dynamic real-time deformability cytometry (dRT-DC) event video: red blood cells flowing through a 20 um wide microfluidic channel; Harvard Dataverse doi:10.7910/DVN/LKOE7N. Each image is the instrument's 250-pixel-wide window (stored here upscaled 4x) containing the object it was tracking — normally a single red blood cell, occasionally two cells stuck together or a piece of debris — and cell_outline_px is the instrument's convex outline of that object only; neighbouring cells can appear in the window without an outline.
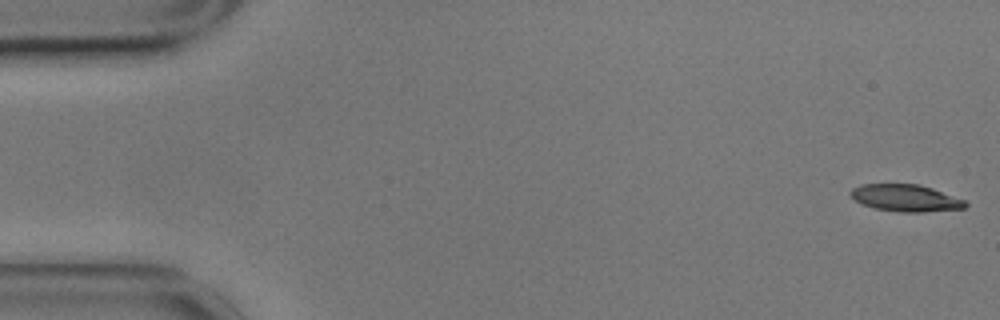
{"species": "common noctule bat (a hibernating species)", "species_latin": "Nyctalus noctula", "temperature_condition": "cold", "stored_images_in_passage": 16, "camera_frame_rate_fps": 3000, "um_per_image_px": 0.085, "animal": {"sex": "male", "body_mass_g": 17.9}, "frame": {"image": 1, "passage_image": 1, "time_ms": 0.0, "image_size_px": [1000, 320], "cell_outline_px": [[968, 204], [964, 208], [924, 212], [900, 212], [876, 208], [864, 204], [848, 196], [848, 192], [852, 188], [860, 184], [916, 184], [932, 188], [964, 200]], "centroid_in_image_um": [76.94, 16.82], "position_along_channel_um": 8.1, "area_um2": 17.92}}
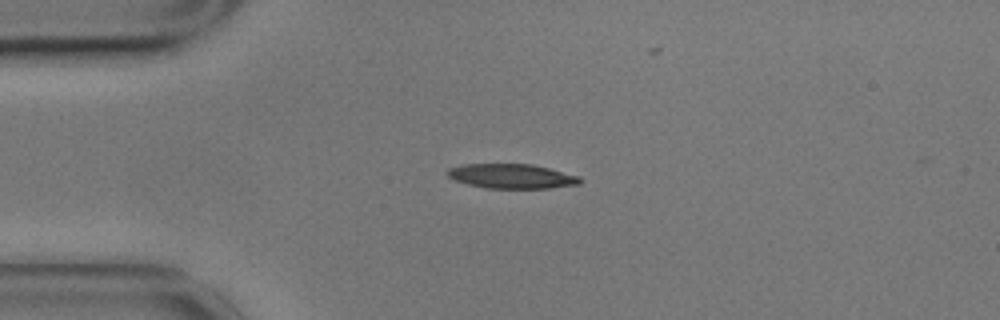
{"frame": {"image": 2, "passage_image": 13, "time_ms": 4.0, "image_size_px": [1000, 320], "cell_outline_px": [[584, 180], [580, 184], [548, 188], [488, 188], [468, 184], [456, 180], [448, 176], [444, 172], [448, 168], [464, 164], [532, 164], [580, 176]], "centroid_in_image_um": [43.51, 14.97], "position_along_channel_um": 41.5, "area_um2": 18.96}}